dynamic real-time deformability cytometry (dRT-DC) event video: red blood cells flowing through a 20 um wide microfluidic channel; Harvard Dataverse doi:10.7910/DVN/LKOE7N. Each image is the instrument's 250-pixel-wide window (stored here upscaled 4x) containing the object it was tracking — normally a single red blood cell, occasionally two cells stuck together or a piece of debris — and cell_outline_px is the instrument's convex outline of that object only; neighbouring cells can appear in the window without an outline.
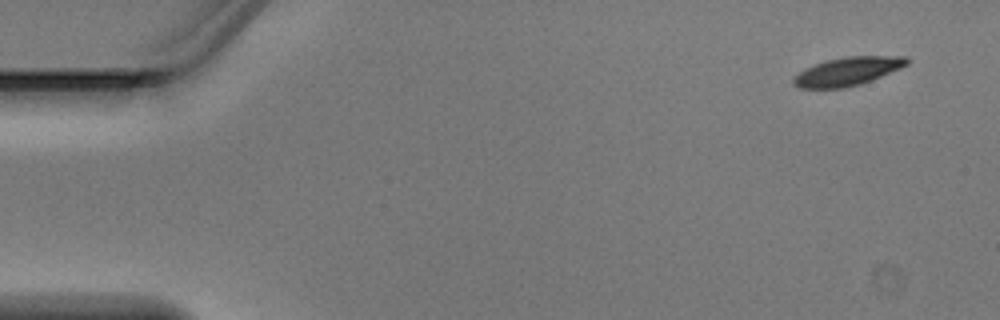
{"species": "Egyptian fruit bat (a non-hibernating species)", "species_latin": "Rousettus aegyptiacus", "temperature_condition": "warm", "stored_images_in_passage": 4, "camera_frame_rate_fps": 3000, "um_per_image_px": 0.085, "animal": {"sex": "male"}, "frame": {"image": 1, "passage_image": 1, "time_ms": 0.0, "image_size_px": [1000, 320], "cell_outline_px": [[908, 64], [900, 68], [860, 84], [844, 88], [800, 88], [792, 84], [792, 80], [800, 72], [816, 64], [828, 60], [844, 56], [908, 56]], "centroid_in_image_um": [72.06, 6.06], "position_along_channel_um": 12.9, "area_um2": 18.44}}
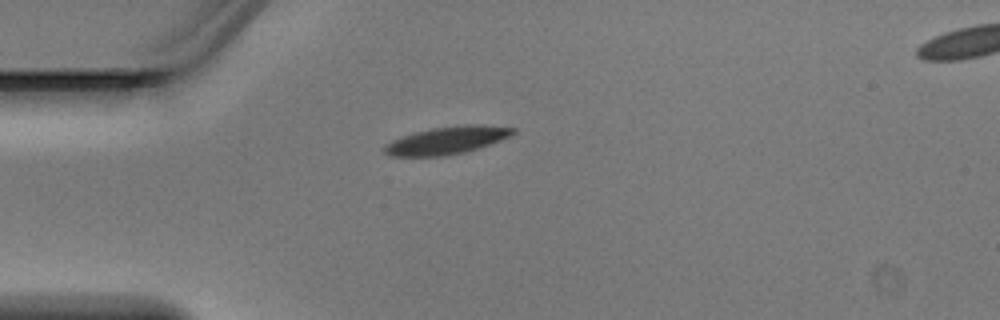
{"frame": {"image": 2, "passage_image": 3, "time_ms": 0.667, "image_size_px": [1000, 320], "cell_outline_px": [[516, 132], [500, 140], [464, 152], [444, 156], [392, 156], [384, 152], [384, 144], [400, 136], [432, 128], [464, 124], [480, 124], [516, 128]], "centroid_in_image_um": [37.96, 11.92], "position_along_channel_um": 47.0, "area_um2": 20.52}}